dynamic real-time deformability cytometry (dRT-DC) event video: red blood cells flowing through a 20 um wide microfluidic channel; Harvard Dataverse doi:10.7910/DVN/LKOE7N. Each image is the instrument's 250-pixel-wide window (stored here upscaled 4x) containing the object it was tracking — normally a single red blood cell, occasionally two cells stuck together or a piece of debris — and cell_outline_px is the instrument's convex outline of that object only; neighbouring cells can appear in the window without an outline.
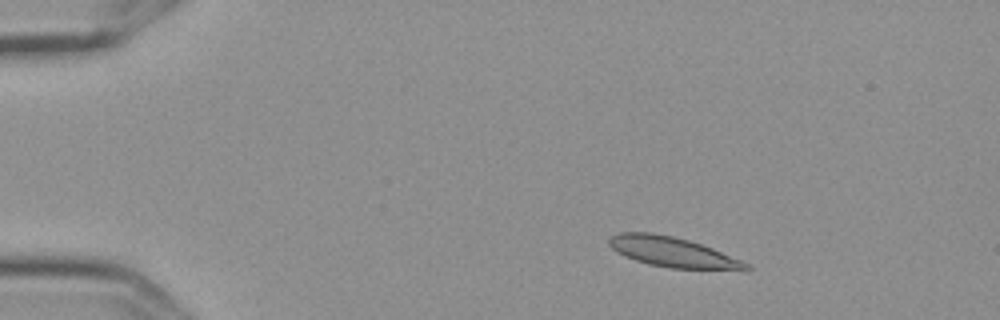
{"species": "Egyptian fruit bat (a non-hibernating species)", "species_latin": "Rousettus aegyptiacus", "temperature_condition": "cold", "stored_images_in_passage": 5, "camera_frame_rate_fps": 3000, "um_per_image_px": 0.085, "frame": {"image": 1, "passage_image": 3, "time_ms": 0.667, "image_size_px": [1000, 320], "cell_outline_px": [[752, 268], [748, 272], [668, 268], [648, 264], [624, 256], [616, 252], [608, 244], [608, 240], [612, 236], [620, 232], [652, 232], [672, 236], [688, 240], [712, 248], [740, 260], [748, 264]], "centroid_in_image_um": [57.24, 21.46], "position_along_channel_um": 27.8, "area_um2": 24.51}}